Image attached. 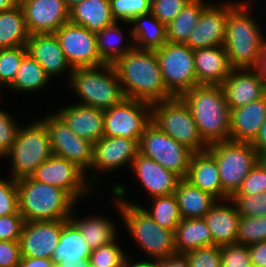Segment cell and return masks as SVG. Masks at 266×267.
Segmentation results:
<instances>
[{"instance_id":"cell-1","label":"cell","mask_w":266,"mask_h":267,"mask_svg":"<svg viewBox=\"0 0 266 267\" xmlns=\"http://www.w3.org/2000/svg\"><path fill=\"white\" fill-rule=\"evenodd\" d=\"M252 1L239 0L228 11L223 47L232 69H253L266 48V36L253 15Z\"/></svg>"},{"instance_id":"cell-2","label":"cell","mask_w":266,"mask_h":267,"mask_svg":"<svg viewBox=\"0 0 266 267\" xmlns=\"http://www.w3.org/2000/svg\"><path fill=\"white\" fill-rule=\"evenodd\" d=\"M125 98L155 103L172 98L166 90L156 52L133 48L114 64Z\"/></svg>"},{"instance_id":"cell-3","label":"cell","mask_w":266,"mask_h":267,"mask_svg":"<svg viewBox=\"0 0 266 267\" xmlns=\"http://www.w3.org/2000/svg\"><path fill=\"white\" fill-rule=\"evenodd\" d=\"M189 107L203 140H229L231 110L221 85H197L180 96Z\"/></svg>"},{"instance_id":"cell-4","label":"cell","mask_w":266,"mask_h":267,"mask_svg":"<svg viewBox=\"0 0 266 267\" xmlns=\"http://www.w3.org/2000/svg\"><path fill=\"white\" fill-rule=\"evenodd\" d=\"M19 212L25 222L70 219L78 203L63 189L34 180L17 179Z\"/></svg>"},{"instance_id":"cell-5","label":"cell","mask_w":266,"mask_h":267,"mask_svg":"<svg viewBox=\"0 0 266 267\" xmlns=\"http://www.w3.org/2000/svg\"><path fill=\"white\" fill-rule=\"evenodd\" d=\"M112 200L121 215L124 229L142 249L140 252L147 255L146 259L159 260L177 254L173 230L159 226L141 206L119 201L114 196Z\"/></svg>"},{"instance_id":"cell-6","label":"cell","mask_w":266,"mask_h":267,"mask_svg":"<svg viewBox=\"0 0 266 267\" xmlns=\"http://www.w3.org/2000/svg\"><path fill=\"white\" fill-rule=\"evenodd\" d=\"M68 82L77 104L106 111L125 98L113 64L74 68Z\"/></svg>"},{"instance_id":"cell-7","label":"cell","mask_w":266,"mask_h":267,"mask_svg":"<svg viewBox=\"0 0 266 267\" xmlns=\"http://www.w3.org/2000/svg\"><path fill=\"white\" fill-rule=\"evenodd\" d=\"M20 126L8 157L11 177L20 179L31 176L52 155L50 135L40 119Z\"/></svg>"},{"instance_id":"cell-8","label":"cell","mask_w":266,"mask_h":267,"mask_svg":"<svg viewBox=\"0 0 266 267\" xmlns=\"http://www.w3.org/2000/svg\"><path fill=\"white\" fill-rule=\"evenodd\" d=\"M207 151L215 158L222 185V200L238 191L247 174L258 162L251 143L226 140L212 143Z\"/></svg>"},{"instance_id":"cell-9","label":"cell","mask_w":266,"mask_h":267,"mask_svg":"<svg viewBox=\"0 0 266 267\" xmlns=\"http://www.w3.org/2000/svg\"><path fill=\"white\" fill-rule=\"evenodd\" d=\"M151 122L171 138L195 152L206 151L193 115L181 97L152 103Z\"/></svg>"},{"instance_id":"cell-10","label":"cell","mask_w":266,"mask_h":267,"mask_svg":"<svg viewBox=\"0 0 266 267\" xmlns=\"http://www.w3.org/2000/svg\"><path fill=\"white\" fill-rule=\"evenodd\" d=\"M40 120L49 132L52 154L76 164L86 173L87 180L94 187L93 189H96L99 175L88 172L93 159V143L77 136L55 112L46 114Z\"/></svg>"},{"instance_id":"cell-11","label":"cell","mask_w":266,"mask_h":267,"mask_svg":"<svg viewBox=\"0 0 266 267\" xmlns=\"http://www.w3.org/2000/svg\"><path fill=\"white\" fill-rule=\"evenodd\" d=\"M155 52L165 88L173 97H180L198 85L194 50L189 46L167 42Z\"/></svg>"},{"instance_id":"cell-12","label":"cell","mask_w":266,"mask_h":267,"mask_svg":"<svg viewBox=\"0 0 266 267\" xmlns=\"http://www.w3.org/2000/svg\"><path fill=\"white\" fill-rule=\"evenodd\" d=\"M139 153L156 161L182 179L187 176L194 152L151 122L139 140Z\"/></svg>"},{"instance_id":"cell-13","label":"cell","mask_w":266,"mask_h":267,"mask_svg":"<svg viewBox=\"0 0 266 267\" xmlns=\"http://www.w3.org/2000/svg\"><path fill=\"white\" fill-rule=\"evenodd\" d=\"M151 103L124 98L104 111V136L140 140L151 123Z\"/></svg>"},{"instance_id":"cell-14","label":"cell","mask_w":266,"mask_h":267,"mask_svg":"<svg viewBox=\"0 0 266 267\" xmlns=\"http://www.w3.org/2000/svg\"><path fill=\"white\" fill-rule=\"evenodd\" d=\"M39 182L47 183L65 190L78 204L92 193L93 186L88 182L86 173L73 162L51 155L31 175Z\"/></svg>"},{"instance_id":"cell-15","label":"cell","mask_w":266,"mask_h":267,"mask_svg":"<svg viewBox=\"0 0 266 267\" xmlns=\"http://www.w3.org/2000/svg\"><path fill=\"white\" fill-rule=\"evenodd\" d=\"M54 34L73 69L105 64L97 50L96 33L69 21L64 23Z\"/></svg>"},{"instance_id":"cell-16","label":"cell","mask_w":266,"mask_h":267,"mask_svg":"<svg viewBox=\"0 0 266 267\" xmlns=\"http://www.w3.org/2000/svg\"><path fill=\"white\" fill-rule=\"evenodd\" d=\"M236 1L238 0L234 2L222 0L220 4L211 2L203 10L185 44L192 50L223 46L226 37L228 11L237 3Z\"/></svg>"},{"instance_id":"cell-17","label":"cell","mask_w":266,"mask_h":267,"mask_svg":"<svg viewBox=\"0 0 266 267\" xmlns=\"http://www.w3.org/2000/svg\"><path fill=\"white\" fill-rule=\"evenodd\" d=\"M139 154V140L124 137H102L93 143V159L90 172L110 174L124 167L130 170L134 158Z\"/></svg>"},{"instance_id":"cell-18","label":"cell","mask_w":266,"mask_h":267,"mask_svg":"<svg viewBox=\"0 0 266 267\" xmlns=\"http://www.w3.org/2000/svg\"><path fill=\"white\" fill-rule=\"evenodd\" d=\"M63 226L64 219L25 222L19 240L21 257L51 259Z\"/></svg>"},{"instance_id":"cell-19","label":"cell","mask_w":266,"mask_h":267,"mask_svg":"<svg viewBox=\"0 0 266 267\" xmlns=\"http://www.w3.org/2000/svg\"><path fill=\"white\" fill-rule=\"evenodd\" d=\"M29 34L55 33L69 22L64 0H20Z\"/></svg>"},{"instance_id":"cell-20","label":"cell","mask_w":266,"mask_h":267,"mask_svg":"<svg viewBox=\"0 0 266 267\" xmlns=\"http://www.w3.org/2000/svg\"><path fill=\"white\" fill-rule=\"evenodd\" d=\"M130 170L149 199L174 194L181 179L174 172L140 153L134 158Z\"/></svg>"},{"instance_id":"cell-21","label":"cell","mask_w":266,"mask_h":267,"mask_svg":"<svg viewBox=\"0 0 266 267\" xmlns=\"http://www.w3.org/2000/svg\"><path fill=\"white\" fill-rule=\"evenodd\" d=\"M221 87L230 110L266 95V81L254 69H232Z\"/></svg>"},{"instance_id":"cell-22","label":"cell","mask_w":266,"mask_h":267,"mask_svg":"<svg viewBox=\"0 0 266 267\" xmlns=\"http://www.w3.org/2000/svg\"><path fill=\"white\" fill-rule=\"evenodd\" d=\"M26 47L28 54L43 67L51 79L60 76L62 78L68 73L66 80H69L73 68L54 33L30 34Z\"/></svg>"},{"instance_id":"cell-23","label":"cell","mask_w":266,"mask_h":267,"mask_svg":"<svg viewBox=\"0 0 266 267\" xmlns=\"http://www.w3.org/2000/svg\"><path fill=\"white\" fill-rule=\"evenodd\" d=\"M55 113L79 137L96 143L104 137V111L75 103L60 107Z\"/></svg>"},{"instance_id":"cell-24","label":"cell","mask_w":266,"mask_h":267,"mask_svg":"<svg viewBox=\"0 0 266 267\" xmlns=\"http://www.w3.org/2000/svg\"><path fill=\"white\" fill-rule=\"evenodd\" d=\"M213 239V246L237 243L240 214L230 199L217 200L204 216Z\"/></svg>"},{"instance_id":"cell-25","label":"cell","mask_w":266,"mask_h":267,"mask_svg":"<svg viewBox=\"0 0 266 267\" xmlns=\"http://www.w3.org/2000/svg\"><path fill=\"white\" fill-rule=\"evenodd\" d=\"M266 120V95L245 106L232 109L229 140L252 143Z\"/></svg>"},{"instance_id":"cell-26","label":"cell","mask_w":266,"mask_h":267,"mask_svg":"<svg viewBox=\"0 0 266 267\" xmlns=\"http://www.w3.org/2000/svg\"><path fill=\"white\" fill-rule=\"evenodd\" d=\"M194 66L198 85H221L232 70L223 46L194 50Z\"/></svg>"},{"instance_id":"cell-27","label":"cell","mask_w":266,"mask_h":267,"mask_svg":"<svg viewBox=\"0 0 266 267\" xmlns=\"http://www.w3.org/2000/svg\"><path fill=\"white\" fill-rule=\"evenodd\" d=\"M119 184L120 183L112 184L113 186L110 190L112 192L111 195H113L119 201L141 206L159 226L175 232L176 226L180 223L182 216L174 194L150 198L149 201H151V204L148 209V207L144 206L140 202L132 203L133 200L130 201L127 198L128 190L126 187L122 184Z\"/></svg>"},{"instance_id":"cell-28","label":"cell","mask_w":266,"mask_h":267,"mask_svg":"<svg viewBox=\"0 0 266 267\" xmlns=\"http://www.w3.org/2000/svg\"><path fill=\"white\" fill-rule=\"evenodd\" d=\"M76 207L77 206L75 205L70 219L77 225L82 237L87 242L91 250L117 240L119 236L118 232L121 230L118 228L119 226L116 225L117 223H114L115 221H111V219L105 215H97V213H95L96 215L90 214L87 217L83 216V218H81L80 213L75 212Z\"/></svg>"},{"instance_id":"cell-29","label":"cell","mask_w":266,"mask_h":267,"mask_svg":"<svg viewBox=\"0 0 266 267\" xmlns=\"http://www.w3.org/2000/svg\"><path fill=\"white\" fill-rule=\"evenodd\" d=\"M194 186L222 200V185L215 158L206 150L192 154L187 176Z\"/></svg>"},{"instance_id":"cell-30","label":"cell","mask_w":266,"mask_h":267,"mask_svg":"<svg viewBox=\"0 0 266 267\" xmlns=\"http://www.w3.org/2000/svg\"><path fill=\"white\" fill-rule=\"evenodd\" d=\"M123 23L130 27L129 22L120 21V26L119 21H115L96 33L97 50L105 64H114L119 58L134 48L131 28L127 30L129 38L126 40L125 28L122 30Z\"/></svg>"},{"instance_id":"cell-31","label":"cell","mask_w":266,"mask_h":267,"mask_svg":"<svg viewBox=\"0 0 266 267\" xmlns=\"http://www.w3.org/2000/svg\"><path fill=\"white\" fill-rule=\"evenodd\" d=\"M129 25L135 48L156 51L167 43L166 24L151 12L135 16Z\"/></svg>"},{"instance_id":"cell-32","label":"cell","mask_w":266,"mask_h":267,"mask_svg":"<svg viewBox=\"0 0 266 267\" xmlns=\"http://www.w3.org/2000/svg\"><path fill=\"white\" fill-rule=\"evenodd\" d=\"M69 21L97 33L116 20L109 0H84L69 10Z\"/></svg>"},{"instance_id":"cell-33","label":"cell","mask_w":266,"mask_h":267,"mask_svg":"<svg viewBox=\"0 0 266 267\" xmlns=\"http://www.w3.org/2000/svg\"><path fill=\"white\" fill-rule=\"evenodd\" d=\"M182 218H204L217 199L194 186L185 178L179 180L174 192Z\"/></svg>"},{"instance_id":"cell-34","label":"cell","mask_w":266,"mask_h":267,"mask_svg":"<svg viewBox=\"0 0 266 267\" xmlns=\"http://www.w3.org/2000/svg\"><path fill=\"white\" fill-rule=\"evenodd\" d=\"M174 233L177 254L213 246L210 229L204 218H182Z\"/></svg>"},{"instance_id":"cell-35","label":"cell","mask_w":266,"mask_h":267,"mask_svg":"<svg viewBox=\"0 0 266 267\" xmlns=\"http://www.w3.org/2000/svg\"><path fill=\"white\" fill-rule=\"evenodd\" d=\"M91 249L82 237L77 225L71 219H64L59 242L51 260L58 264L63 260L90 259Z\"/></svg>"},{"instance_id":"cell-36","label":"cell","mask_w":266,"mask_h":267,"mask_svg":"<svg viewBox=\"0 0 266 267\" xmlns=\"http://www.w3.org/2000/svg\"><path fill=\"white\" fill-rule=\"evenodd\" d=\"M51 80L43 67L27 53L21 61L13 83L6 90L18 94L39 92L49 87Z\"/></svg>"},{"instance_id":"cell-37","label":"cell","mask_w":266,"mask_h":267,"mask_svg":"<svg viewBox=\"0 0 266 267\" xmlns=\"http://www.w3.org/2000/svg\"><path fill=\"white\" fill-rule=\"evenodd\" d=\"M210 1L190 0L178 15L166 25L167 42L185 44Z\"/></svg>"},{"instance_id":"cell-38","label":"cell","mask_w":266,"mask_h":267,"mask_svg":"<svg viewBox=\"0 0 266 267\" xmlns=\"http://www.w3.org/2000/svg\"><path fill=\"white\" fill-rule=\"evenodd\" d=\"M29 35L20 4L0 12V48L26 46Z\"/></svg>"},{"instance_id":"cell-39","label":"cell","mask_w":266,"mask_h":267,"mask_svg":"<svg viewBox=\"0 0 266 267\" xmlns=\"http://www.w3.org/2000/svg\"><path fill=\"white\" fill-rule=\"evenodd\" d=\"M28 53L26 46L0 48V92L14 81L22 59ZM0 93V96H1Z\"/></svg>"},{"instance_id":"cell-40","label":"cell","mask_w":266,"mask_h":267,"mask_svg":"<svg viewBox=\"0 0 266 267\" xmlns=\"http://www.w3.org/2000/svg\"><path fill=\"white\" fill-rule=\"evenodd\" d=\"M261 241H266V216H240L237 243L249 246Z\"/></svg>"},{"instance_id":"cell-41","label":"cell","mask_w":266,"mask_h":267,"mask_svg":"<svg viewBox=\"0 0 266 267\" xmlns=\"http://www.w3.org/2000/svg\"><path fill=\"white\" fill-rule=\"evenodd\" d=\"M121 247L117 238V241L91 250L89 262L98 267H124L128 254Z\"/></svg>"},{"instance_id":"cell-42","label":"cell","mask_w":266,"mask_h":267,"mask_svg":"<svg viewBox=\"0 0 266 267\" xmlns=\"http://www.w3.org/2000/svg\"><path fill=\"white\" fill-rule=\"evenodd\" d=\"M240 216H266V191L254 194H233L229 198Z\"/></svg>"},{"instance_id":"cell-43","label":"cell","mask_w":266,"mask_h":267,"mask_svg":"<svg viewBox=\"0 0 266 267\" xmlns=\"http://www.w3.org/2000/svg\"><path fill=\"white\" fill-rule=\"evenodd\" d=\"M113 18L130 22L135 16L151 11V0H109Z\"/></svg>"},{"instance_id":"cell-44","label":"cell","mask_w":266,"mask_h":267,"mask_svg":"<svg viewBox=\"0 0 266 267\" xmlns=\"http://www.w3.org/2000/svg\"><path fill=\"white\" fill-rule=\"evenodd\" d=\"M2 99V96H0ZM0 99V102H1ZM20 126L17 121L14 120V116L10 114V111H4L0 107V157L4 159V156L11 150L18 130Z\"/></svg>"},{"instance_id":"cell-45","label":"cell","mask_w":266,"mask_h":267,"mask_svg":"<svg viewBox=\"0 0 266 267\" xmlns=\"http://www.w3.org/2000/svg\"><path fill=\"white\" fill-rule=\"evenodd\" d=\"M8 177L0 178V216L19 211L17 180L11 176Z\"/></svg>"},{"instance_id":"cell-46","label":"cell","mask_w":266,"mask_h":267,"mask_svg":"<svg viewBox=\"0 0 266 267\" xmlns=\"http://www.w3.org/2000/svg\"><path fill=\"white\" fill-rule=\"evenodd\" d=\"M221 267H250L251 257L248 246L242 244H230L221 246Z\"/></svg>"},{"instance_id":"cell-47","label":"cell","mask_w":266,"mask_h":267,"mask_svg":"<svg viewBox=\"0 0 266 267\" xmlns=\"http://www.w3.org/2000/svg\"><path fill=\"white\" fill-rule=\"evenodd\" d=\"M190 267H221L219 246L198 248L185 253Z\"/></svg>"},{"instance_id":"cell-48","label":"cell","mask_w":266,"mask_h":267,"mask_svg":"<svg viewBox=\"0 0 266 267\" xmlns=\"http://www.w3.org/2000/svg\"><path fill=\"white\" fill-rule=\"evenodd\" d=\"M190 0H151V13L162 23L168 24Z\"/></svg>"},{"instance_id":"cell-49","label":"cell","mask_w":266,"mask_h":267,"mask_svg":"<svg viewBox=\"0 0 266 267\" xmlns=\"http://www.w3.org/2000/svg\"><path fill=\"white\" fill-rule=\"evenodd\" d=\"M25 220L18 211L15 214L0 216V240H20Z\"/></svg>"},{"instance_id":"cell-50","label":"cell","mask_w":266,"mask_h":267,"mask_svg":"<svg viewBox=\"0 0 266 267\" xmlns=\"http://www.w3.org/2000/svg\"><path fill=\"white\" fill-rule=\"evenodd\" d=\"M266 191V171L257 163L234 194H256Z\"/></svg>"},{"instance_id":"cell-51","label":"cell","mask_w":266,"mask_h":267,"mask_svg":"<svg viewBox=\"0 0 266 267\" xmlns=\"http://www.w3.org/2000/svg\"><path fill=\"white\" fill-rule=\"evenodd\" d=\"M21 259L19 240H0V267H17Z\"/></svg>"},{"instance_id":"cell-52","label":"cell","mask_w":266,"mask_h":267,"mask_svg":"<svg viewBox=\"0 0 266 267\" xmlns=\"http://www.w3.org/2000/svg\"><path fill=\"white\" fill-rule=\"evenodd\" d=\"M251 264L256 267H266V241H261L248 246Z\"/></svg>"},{"instance_id":"cell-53","label":"cell","mask_w":266,"mask_h":267,"mask_svg":"<svg viewBox=\"0 0 266 267\" xmlns=\"http://www.w3.org/2000/svg\"><path fill=\"white\" fill-rule=\"evenodd\" d=\"M156 267H190L185 254H175L156 260Z\"/></svg>"},{"instance_id":"cell-54","label":"cell","mask_w":266,"mask_h":267,"mask_svg":"<svg viewBox=\"0 0 266 267\" xmlns=\"http://www.w3.org/2000/svg\"><path fill=\"white\" fill-rule=\"evenodd\" d=\"M17 267H54L51 259L21 257Z\"/></svg>"},{"instance_id":"cell-55","label":"cell","mask_w":266,"mask_h":267,"mask_svg":"<svg viewBox=\"0 0 266 267\" xmlns=\"http://www.w3.org/2000/svg\"><path fill=\"white\" fill-rule=\"evenodd\" d=\"M251 144L257 153L266 152V120L263 122L257 137Z\"/></svg>"},{"instance_id":"cell-56","label":"cell","mask_w":266,"mask_h":267,"mask_svg":"<svg viewBox=\"0 0 266 267\" xmlns=\"http://www.w3.org/2000/svg\"><path fill=\"white\" fill-rule=\"evenodd\" d=\"M135 259L136 258L132 259L131 256H128L126 261H125L124 267H156V260H148V259L144 260V258L142 260V258H141V260L136 259L137 260L136 261Z\"/></svg>"},{"instance_id":"cell-57","label":"cell","mask_w":266,"mask_h":267,"mask_svg":"<svg viewBox=\"0 0 266 267\" xmlns=\"http://www.w3.org/2000/svg\"><path fill=\"white\" fill-rule=\"evenodd\" d=\"M266 81V48L258 58L256 66L253 68Z\"/></svg>"},{"instance_id":"cell-58","label":"cell","mask_w":266,"mask_h":267,"mask_svg":"<svg viewBox=\"0 0 266 267\" xmlns=\"http://www.w3.org/2000/svg\"><path fill=\"white\" fill-rule=\"evenodd\" d=\"M89 259L82 260H63L55 265V267H87Z\"/></svg>"},{"instance_id":"cell-59","label":"cell","mask_w":266,"mask_h":267,"mask_svg":"<svg viewBox=\"0 0 266 267\" xmlns=\"http://www.w3.org/2000/svg\"><path fill=\"white\" fill-rule=\"evenodd\" d=\"M20 4V0H0V12L15 8Z\"/></svg>"},{"instance_id":"cell-60","label":"cell","mask_w":266,"mask_h":267,"mask_svg":"<svg viewBox=\"0 0 266 267\" xmlns=\"http://www.w3.org/2000/svg\"><path fill=\"white\" fill-rule=\"evenodd\" d=\"M257 163L266 171V152L258 153Z\"/></svg>"},{"instance_id":"cell-61","label":"cell","mask_w":266,"mask_h":267,"mask_svg":"<svg viewBox=\"0 0 266 267\" xmlns=\"http://www.w3.org/2000/svg\"><path fill=\"white\" fill-rule=\"evenodd\" d=\"M64 1H65L67 8L70 10L71 8L83 2L84 0H64Z\"/></svg>"},{"instance_id":"cell-62","label":"cell","mask_w":266,"mask_h":267,"mask_svg":"<svg viewBox=\"0 0 266 267\" xmlns=\"http://www.w3.org/2000/svg\"><path fill=\"white\" fill-rule=\"evenodd\" d=\"M87 267H98V266H95L94 264L88 261Z\"/></svg>"}]
</instances>
